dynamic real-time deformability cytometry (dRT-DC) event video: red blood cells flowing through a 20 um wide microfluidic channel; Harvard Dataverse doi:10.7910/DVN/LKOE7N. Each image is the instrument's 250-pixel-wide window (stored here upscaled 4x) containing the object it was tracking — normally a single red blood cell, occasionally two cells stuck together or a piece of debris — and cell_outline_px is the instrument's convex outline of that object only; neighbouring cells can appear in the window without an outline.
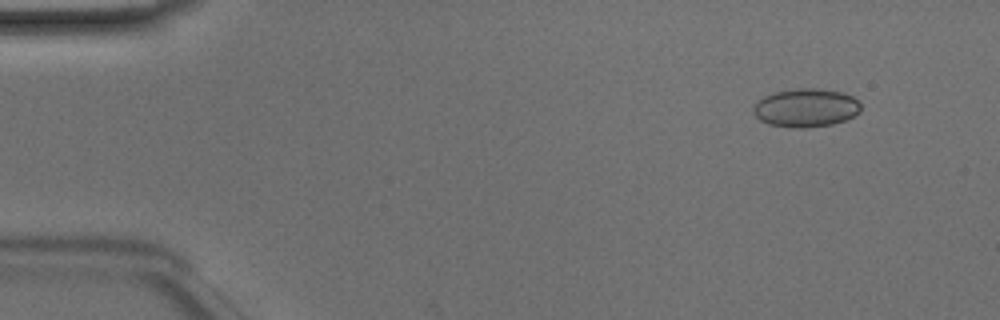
{"species": "Egyptian fruit bat (a non-hibernating species)", "species_latin": "Rousettus aegyptiacus", "temperature_condition": "room temperature", "stored_images_in_passage": 4, "camera_frame_rate_fps": 3000, "um_per_image_px": 0.085, "animal": {"sex": "male"}, "frame": {"image": 1, "passage_image": 1, "time_ms": 0.0, "image_size_px": [1000, 320], "cell_outline_px": [[860, 112], [844, 120], [832, 124], [804, 128], [792, 128], [768, 124], [760, 120], [752, 112], [752, 108], [764, 96], [776, 92], [796, 88], [816, 88], [844, 92], [852, 96], [860, 104]], "centroid_in_image_um": [68.49, 9.16], "position_along_channel_um": 16.5, "area_um2": 24.04}}